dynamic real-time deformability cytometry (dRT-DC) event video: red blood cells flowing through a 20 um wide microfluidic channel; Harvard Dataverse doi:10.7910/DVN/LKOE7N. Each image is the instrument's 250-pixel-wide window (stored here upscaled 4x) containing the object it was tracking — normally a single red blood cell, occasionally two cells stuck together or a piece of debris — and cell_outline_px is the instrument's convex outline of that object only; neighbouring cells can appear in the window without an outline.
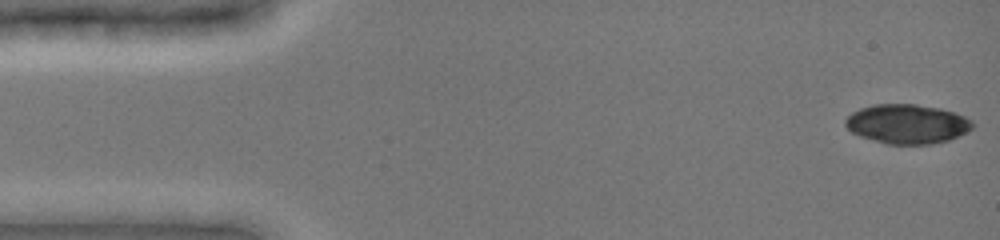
{"species": "common noctule bat (a hibernating species)", "species_latin": "Nyctalus noctula", "temperature_condition": "cold", "stored_images_in_passage": 53, "camera_frame_rate_fps": 3000, "um_per_image_px": 0.085, "animal": {"sex": "female", "body_mass_g": 19.0, "forearm_length_mm": 51.5}, "frame": {"image": 1, "passage_image": 1, "time_ms": 0.0, "image_size_px": [1000, 240], "cell_outline_px": [[972, 128], [948, 140], [932, 144], [888, 144], [860, 136], [852, 132], [844, 124], [844, 120], [852, 112], [860, 108], [872, 104], [916, 104], [940, 108], [956, 112], [972, 120]], "centroid_in_image_um": [77.08, 10.52], "position_along_channel_um": 7.9, "area_um2": 29.07}}
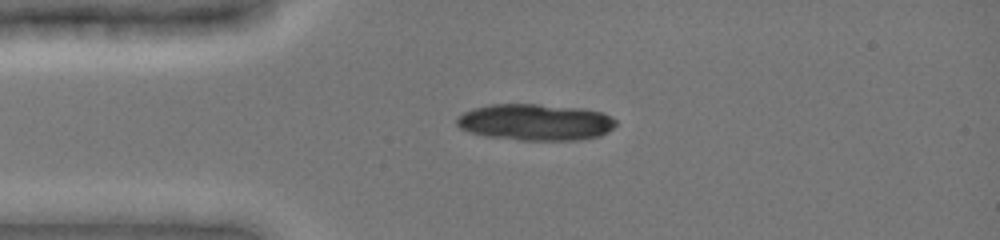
{"frame": {"image": 2, "passage_image": 15, "time_ms": 3.333, "image_size_px": [1000, 240], "cell_outline_px": [[616, 124], [608, 132], [600, 136], [580, 140], [520, 140], [488, 136], [468, 132], [460, 128], [456, 124], [456, 116], [472, 108], [492, 104], [536, 104], [584, 108], [604, 112], [616, 120]], "centroid_in_image_um": [45.51, 10.38], "position_along_channel_um": 39.5, "area_um2": 34.16}}